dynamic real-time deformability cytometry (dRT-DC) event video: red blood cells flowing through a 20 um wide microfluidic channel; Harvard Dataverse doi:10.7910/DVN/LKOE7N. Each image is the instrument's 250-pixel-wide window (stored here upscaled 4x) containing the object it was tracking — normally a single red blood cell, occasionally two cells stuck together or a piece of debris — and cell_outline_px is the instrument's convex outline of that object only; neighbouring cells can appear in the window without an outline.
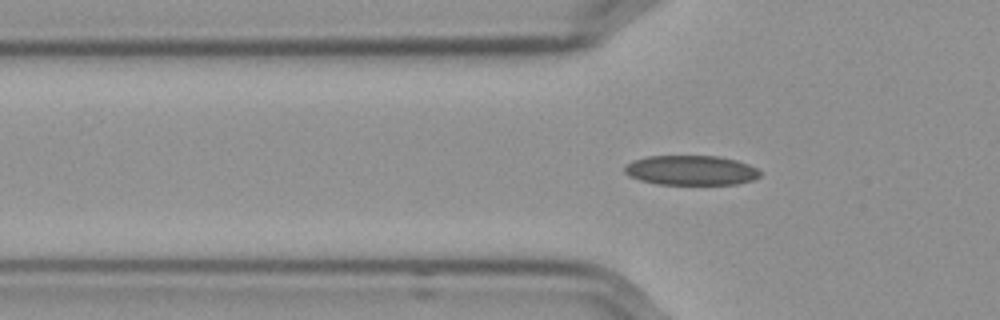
{"species": "Egyptian fruit bat (a non-hibernating species)", "species_latin": "Rousettus aegyptiacus", "temperature_condition": "cold", "stored_images_in_passage": 36, "camera_frame_rate_fps": 3000, "um_per_image_px": 0.085, "frame": {"image": 1, "passage_image": 2, "time_ms": 0.333, "image_size_px": [1000, 320], "cell_outline_px": [[760, 176], [752, 180], [736, 184], [656, 184], [640, 180], [628, 176], [624, 172], [624, 164], [632, 160], [648, 156], [716, 156], [736, 160], [748, 164], [756, 168], [760, 172]], "centroid_in_image_um": [58.68, 14.47], "position_along_channel_um": 67.1, "area_um2": 23.52}}
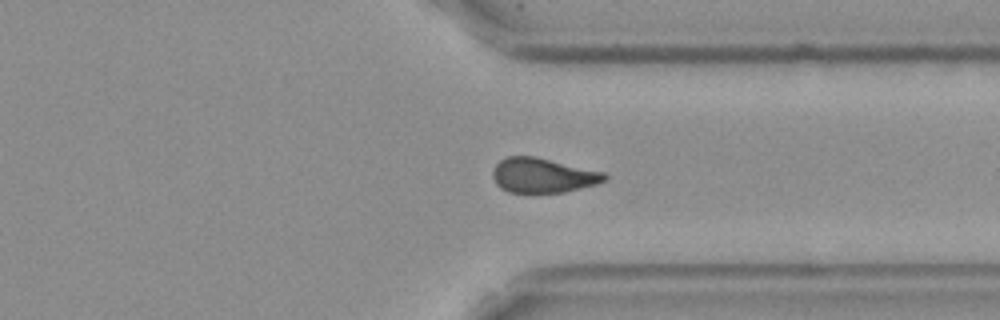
{"frame": {"image": 2, "passage_image": 27, "time_ms": 8.667, "image_size_px": [1000, 320], "cell_outline_px": [[608, 180], [596, 184], [564, 192], [508, 192], [500, 188], [496, 184], [492, 176], [492, 172], [496, 164], [500, 160], [508, 156], [536, 156], [604, 172], [608, 176]], "centroid_in_image_um": [46.14, 14.9], "position_along_channel_um": 365.3, "area_um2": 22.66}}
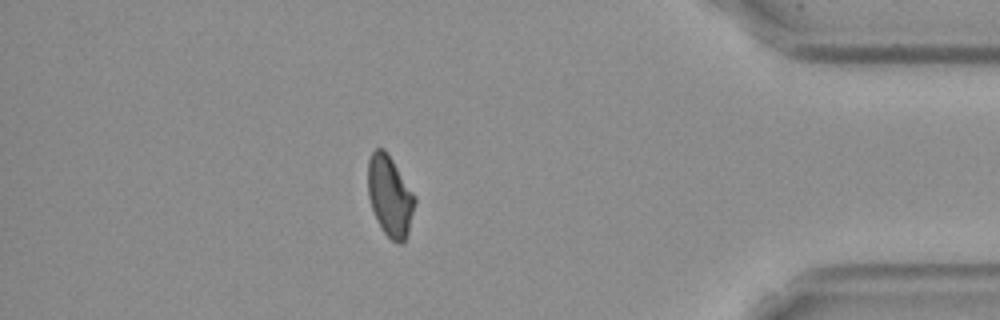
{"frame": {"image": 3, "passage_image": 33, "time_ms": 10.667, "image_size_px": [1000, 320], "cell_outline_px": [[416, 204], [408, 232], [404, 240], [400, 244], [396, 244], [384, 232], [372, 208], [368, 196], [368, 160], [372, 152], [376, 148], [384, 148], [388, 152], [416, 196]], "centroid_in_image_um": [33.16, 16.63], "position_along_channel_um": 402.0, "area_um2": 22.08}}